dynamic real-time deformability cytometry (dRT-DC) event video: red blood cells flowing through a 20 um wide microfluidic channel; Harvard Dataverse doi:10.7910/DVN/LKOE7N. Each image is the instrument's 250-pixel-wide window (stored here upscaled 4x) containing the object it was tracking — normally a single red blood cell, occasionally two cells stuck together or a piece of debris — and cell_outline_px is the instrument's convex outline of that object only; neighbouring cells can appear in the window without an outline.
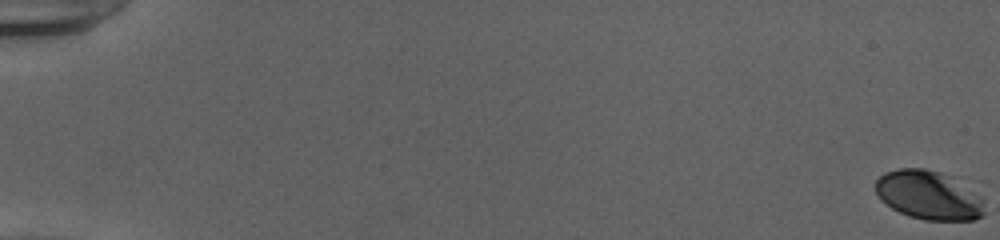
{"species": "human", "species_latin": "Homo sapiens", "temperature_condition": "cold", "stored_images_in_passage": 55, "camera_frame_rate_fps": 3000, "um_per_image_px": 0.085, "donor": {"sex": "female"}, "frame": {"image": 1, "passage_image": 1, "time_ms": 0.0, "image_size_px": [1000, 240], "cell_outline_px": [[984, 216], [976, 220], [924, 220], [908, 216], [892, 208], [880, 200], [876, 192], [876, 180], [884, 172], [896, 168], [924, 168], [940, 172], [952, 176], [980, 196], [984, 212]], "centroid_in_image_um": [78.92, 16.59], "position_along_channel_um": 6.1, "area_um2": 31.15}}
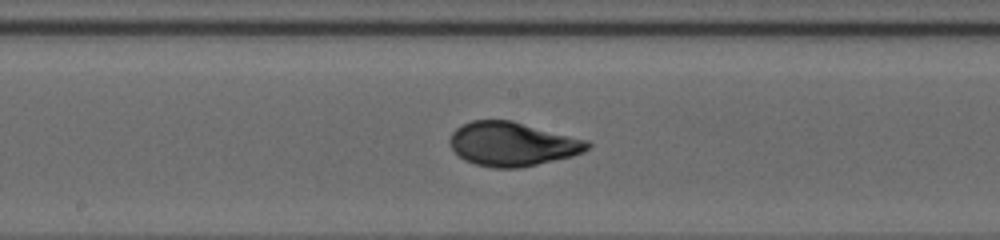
{"frame": {"image": 2, "passage_image": 32, "time_ms": 10.333, "image_size_px": [1000, 240], "cell_outline_px": [[592, 144], [584, 152], [572, 156], [520, 168], [496, 168], [476, 164], [464, 160], [452, 148], [448, 140], [452, 132], [456, 128], [472, 120], [512, 120], [588, 140]], "centroid_in_image_um": [43.56, 12.24], "position_along_channel_um": 204.6, "area_um2": 35.26}}
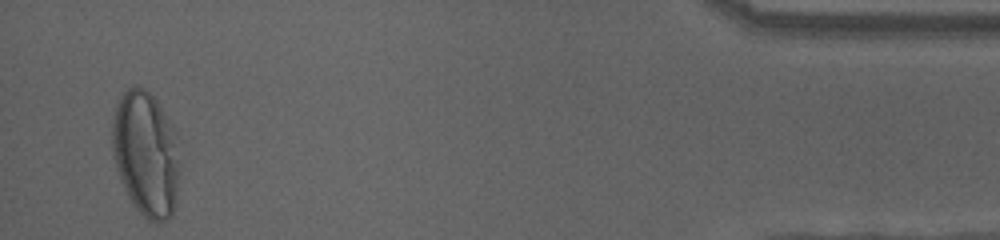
{"frame": {"image": 3, "passage_image": 54, "time_ms": 17.667, "image_size_px": [1000, 240], "cell_outline_px": [[176, 200], [172, 216], [168, 220], [160, 224], [156, 224], [148, 220], [132, 204], [120, 180], [112, 156], [112, 120], [116, 104], [120, 96], [132, 84], [136, 84], [144, 88], [156, 100], [168, 120], [176, 136]], "centroid_in_image_um": [12.34, 13.08], "position_along_channel_um": 422.9, "area_um2": 48.9}, "authors_computed_cell_mechanics": {"area_um2": 34.3332, "velocity_mm_per_s": 3.901, "shape_relaxation_time_tau1_ms": 4.3539, "shape_relaxation_time_tau2_ms": null, "deformation_change_tau1": 0.2072, "deformation_change_tau2": null}}